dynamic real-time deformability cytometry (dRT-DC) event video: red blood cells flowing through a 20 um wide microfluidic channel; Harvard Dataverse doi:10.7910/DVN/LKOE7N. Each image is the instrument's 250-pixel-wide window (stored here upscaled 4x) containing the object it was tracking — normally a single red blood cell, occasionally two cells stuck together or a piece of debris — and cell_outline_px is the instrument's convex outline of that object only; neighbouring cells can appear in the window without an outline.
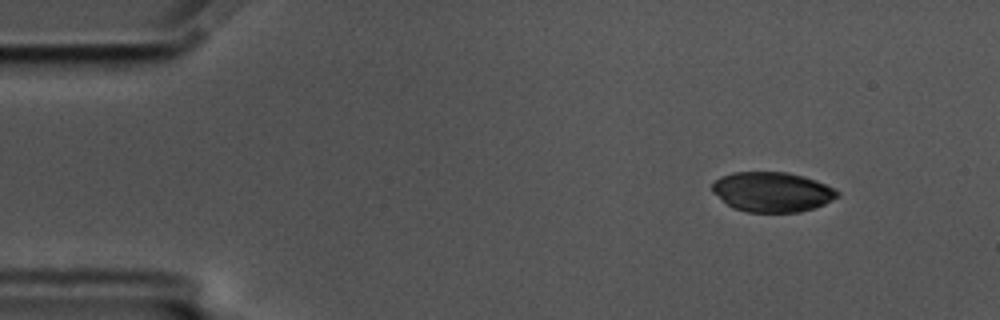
{"species": "common noctule bat (a hibernating species)", "species_latin": "Nyctalus noctula", "temperature_condition": "cold", "stored_images_in_passage": 35, "camera_frame_rate_fps": 3000, "um_per_image_px": 0.085, "animal": {"sex": "male", "body_mass_g": 17.5, "forearm_length_mm": 52.3}, "frame": {"image": 1, "passage_image": 1, "time_ms": 0.0, "image_size_px": [1000, 320], "cell_outline_px": [[840, 196], [824, 204], [800, 212], [748, 212], [732, 208], [712, 192], [712, 184], [720, 176], [732, 172], [788, 172], [804, 176], [816, 180], [840, 192]], "centroid_in_image_um": [65.62, 16.31], "position_along_channel_um": 19.4, "area_um2": 29.13}}
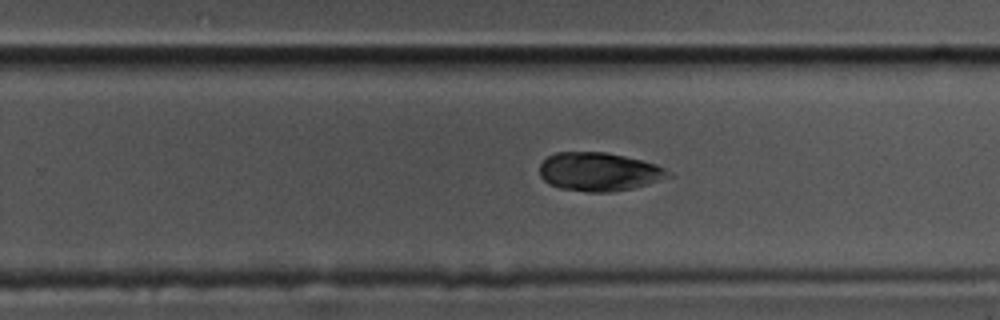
{"frame": {"image": 2, "passage_image": 31, "time_ms": 10.0, "image_size_px": [1000, 320], "cell_outline_px": [[676, 176], [648, 184], [632, 188], [612, 192], [588, 192], [560, 188], [548, 184], [540, 176], [540, 164], [548, 156], [556, 152], [604, 152], [624, 156], [656, 164], [672, 172]], "centroid_in_image_um": [50.95, 14.61], "position_along_channel_um": 278.9, "area_um2": 29.07}}
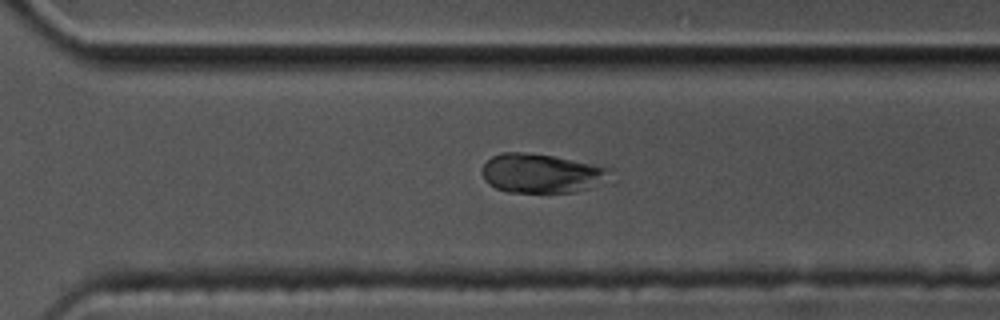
{"frame": {"image": 3, "passage_image": 35, "time_ms": 11.333, "image_size_px": [1000, 320], "cell_outline_px": [[612, 168], [592, 188], [576, 192], [508, 192], [496, 188], [488, 184], [484, 180], [484, 164], [492, 156], [500, 152], [520, 152], [552, 156]], "centroid_in_image_um": [45.95, 14.74], "position_along_channel_um": 324.7, "area_um2": 28.55}}